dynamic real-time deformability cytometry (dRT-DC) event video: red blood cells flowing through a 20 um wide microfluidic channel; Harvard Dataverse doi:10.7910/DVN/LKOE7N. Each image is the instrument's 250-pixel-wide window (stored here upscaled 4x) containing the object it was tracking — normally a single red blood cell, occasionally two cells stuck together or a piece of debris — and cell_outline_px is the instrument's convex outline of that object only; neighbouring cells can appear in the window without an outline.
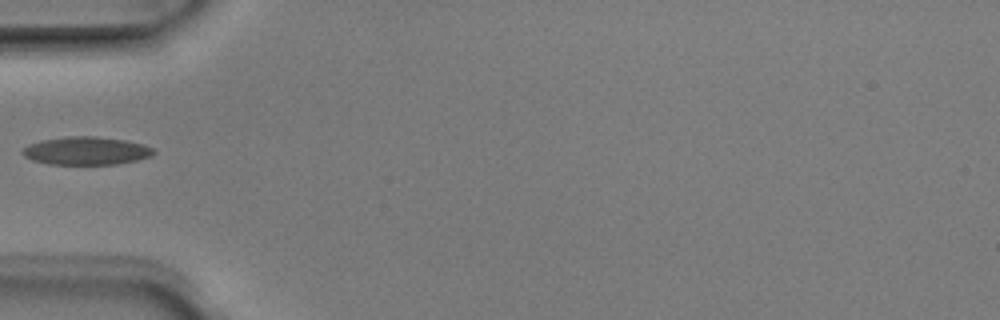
{"species": "Egyptian fruit bat (a non-hibernating species)", "species_latin": "Rousettus aegyptiacus", "temperature_condition": "room temperature", "stored_images_in_passage": 4, "camera_frame_rate_fps": 3000, "um_per_image_px": 0.085, "animal": {"sex": "male"}, "frame": {"image": 1, "passage_image": 3, "time_ms": 0.667, "image_size_px": [1000, 320], "cell_outline_px": [[156, 152], [152, 156], [136, 160], [116, 164], [48, 164], [32, 160], [24, 156], [20, 152], [28, 144], [40, 140], [68, 136], [96, 136], [124, 140], [144, 144], [152, 148]], "centroid_in_image_um": [7.31, 12.81], "position_along_channel_um": 77.7, "area_um2": 21.5}}
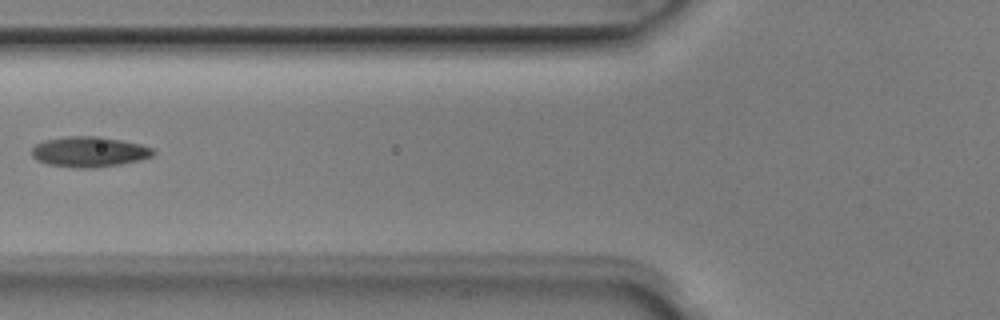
{"frame": {"image": 2, "passage_image": 4, "time_ms": 1.0, "image_size_px": [1000, 320], "cell_outline_px": [[156, 152], [152, 156], [140, 160], [120, 164], [92, 168], [80, 168], [48, 164], [36, 160], [32, 156], [32, 148], [36, 144], [44, 140], [64, 136], [100, 136], [140, 144], [156, 148]], "centroid_in_image_um": [7.6, 12.89], "position_along_channel_um": 118.2, "area_um2": 21.62}}